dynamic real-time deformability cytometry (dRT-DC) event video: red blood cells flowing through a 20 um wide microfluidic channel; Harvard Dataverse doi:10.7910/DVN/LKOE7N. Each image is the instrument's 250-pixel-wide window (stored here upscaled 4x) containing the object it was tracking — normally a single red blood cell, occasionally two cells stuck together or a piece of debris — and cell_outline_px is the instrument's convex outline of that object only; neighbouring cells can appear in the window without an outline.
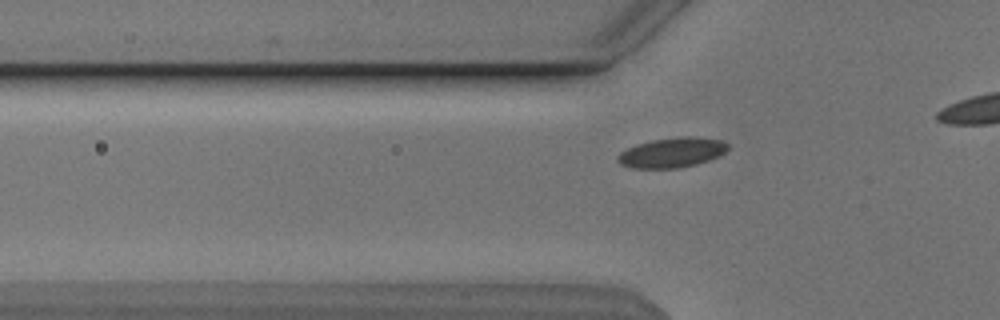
{"species": "Egyptian fruit bat (a non-hibernating species)", "species_latin": "Rousettus aegyptiacus", "temperature_condition": "cold", "stored_images_in_passage": 27, "camera_frame_rate_fps": 3000, "um_per_image_px": 0.085, "animal": {"sex": "male"}, "frame": {"image": 1, "passage_image": 14, "time_ms": 4.333, "image_size_px": [1000, 320], "cell_outline_px": [[728, 148], [724, 152], [708, 160], [696, 164], [676, 168], [632, 168], [620, 164], [616, 160], [616, 156], [620, 152], [636, 144], [652, 140], [680, 136], [696, 136], [720, 140], [728, 144]], "centroid_in_image_um": [57.07, 12.96], "position_along_channel_um": 68.7, "area_um2": 19.13}}
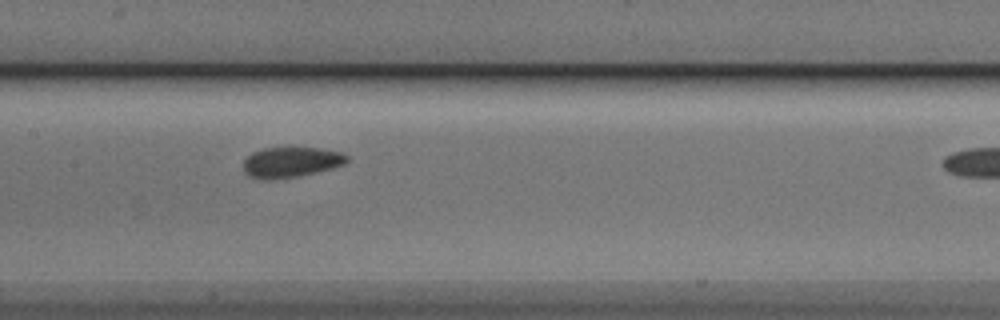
{"frame": {"image": 2, "passage_image": 23, "time_ms": 7.333, "image_size_px": [1000, 320], "cell_outline_px": [[348, 160], [344, 164], [332, 168], [296, 176], [272, 180], [264, 180], [248, 176], [244, 172], [244, 160], [252, 152], [264, 148], [316, 148], [340, 152], [348, 156]], "centroid_in_image_um": [24.69, 13.79], "position_along_channel_um": 182.7, "area_um2": 18.15}}
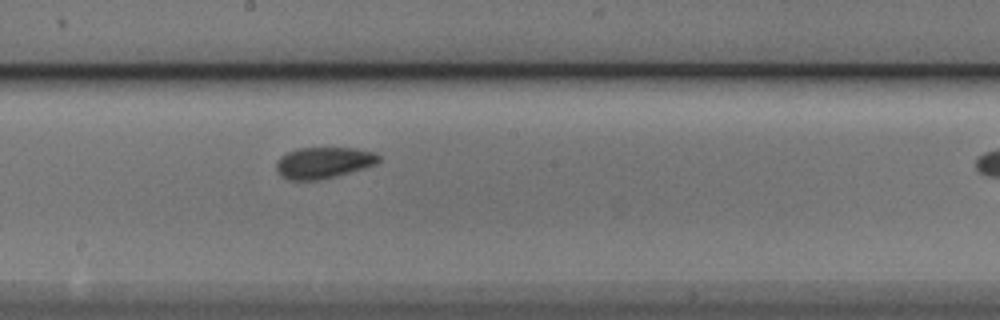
{"frame": {"image": 3, "passage_image": 26, "time_ms": 8.333, "image_size_px": [1000, 320], "cell_outline_px": [[380, 160], [376, 164], [336, 176], [320, 180], [288, 180], [276, 168], [276, 164], [280, 156], [296, 148], [356, 148], [372, 152], [380, 156]], "centroid_in_image_um": [27.5, 13.82], "position_along_channel_um": 220.7, "area_um2": 18.5}}